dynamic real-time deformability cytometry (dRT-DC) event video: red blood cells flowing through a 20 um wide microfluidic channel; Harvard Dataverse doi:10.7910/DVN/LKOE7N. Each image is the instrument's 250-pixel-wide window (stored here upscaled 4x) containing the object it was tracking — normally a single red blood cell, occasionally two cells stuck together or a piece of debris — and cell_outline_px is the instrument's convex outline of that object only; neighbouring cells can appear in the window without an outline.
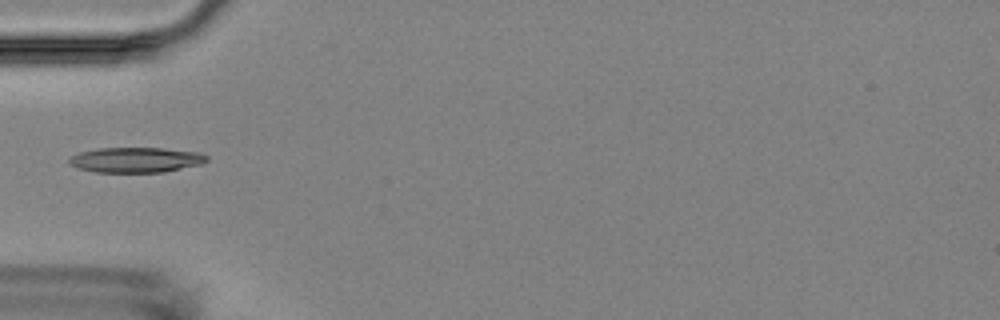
{"species": "Egyptian fruit bat (a non-hibernating species)", "species_latin": "Rousettus aegyptiacus", "temperature_condition": "room temperature", "stored_images_in_passage": 9, "camera_frame_rate_fps": 3000, "um_per_image_px": 0.085, "animal": {"sex": "female"}, "frame": {"image": 1, "passage_image": 3, "time_ms": 2.333, "image_size_px": [1000, 320], "cell_outline_px": [[208, 160], [200, 164], [164, 172], [96, 172], [80, 168], [72, 164], [68, 160], [72, 156], [80, 152], [100, 148], [164, 148], [200, 152], [208, 156]], "centroid_in_image_um": [11.6, 13.58], "position_along_channel_um": 73.4, "area_um2": 20.0}}
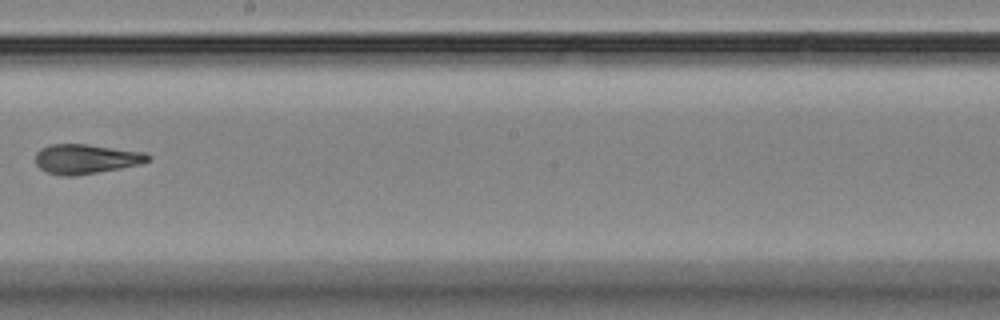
{"frame": {"image": 2, "passage_image": 7, "time_ms": 7.0, "image_size_px": [1000, 320], "cell_outline_px": [[152, 156], [148, 160], [140, 164], [120, 168], [72, 176], [60, 176], [48, 172], [40, 168], [36, 164], [36, 152], [40, 148], [48, 144], [88, 144], [148, 152]], "centroid_in_image_um": [7.32, 13.49], "position_along_channel_um": 240.9, "area_um2": 19.54}}
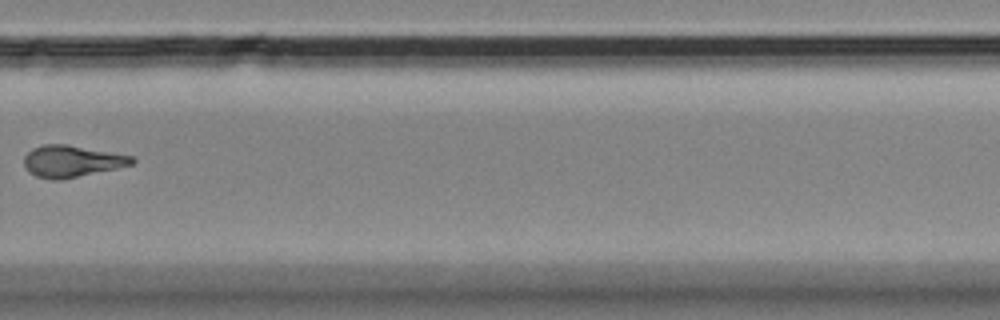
{"frame": {"image": 3, "passage_image": 9, "time_ms": 9.333, "image_size_px": [1000, 320], "cell_outline_px": [[136, 160], [132, 164], [116, 168], [60, 180], [52, 180], [36, 176], [28, 172], [24, 168], [24, 156], [32, 148], [44, 144], [64, 144], [132, 156]], "centroid_in_image_um": [6.04, 13.71], "position_along_channel_um": 323.8, "area_um2": 19.71}}